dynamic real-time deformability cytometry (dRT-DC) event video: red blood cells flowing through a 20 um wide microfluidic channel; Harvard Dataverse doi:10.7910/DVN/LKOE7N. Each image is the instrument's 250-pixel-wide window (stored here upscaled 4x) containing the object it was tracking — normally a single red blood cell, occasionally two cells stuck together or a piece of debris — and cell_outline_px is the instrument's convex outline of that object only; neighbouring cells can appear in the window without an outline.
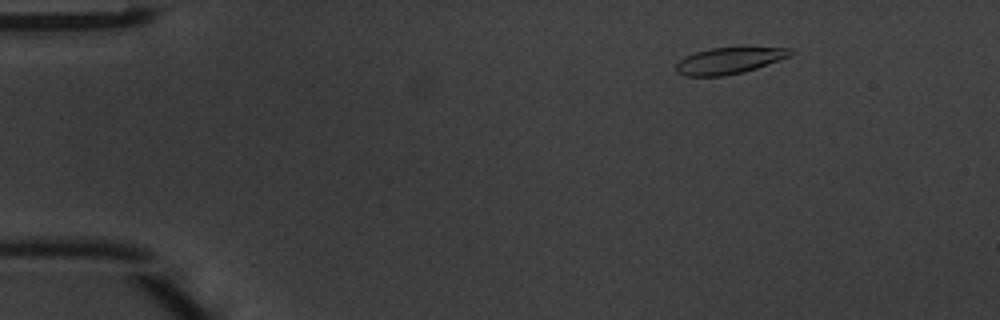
{"species": "common noctule bat (a hibernating species)", "species_latin": "Nyctalus noctula", "temperature_condition": "warm", "stored_images_in_passage": 43, "camera_frame_rate_fps": 3000, "um_per_image_px": 0.085, "animal": {"sex": "male", "body_mass_g": 20.1, "forearm_length_mm": 53.5}, "frame": {"image": 1, "passage_image": 1, "time_ms": 0.0, "image_size_px": [1000, 320], "cell_outline_px": [[792, 56], [744, 72], [724, 76], [684, 76], [676, 72], [676, 64], [684, 56], [696, 52], [712, 48], [792, 48]], "centroid_in_image_um": [61.95, 5.17], "position_along_channel_um": 23.0, "area_um2": 17.46}}
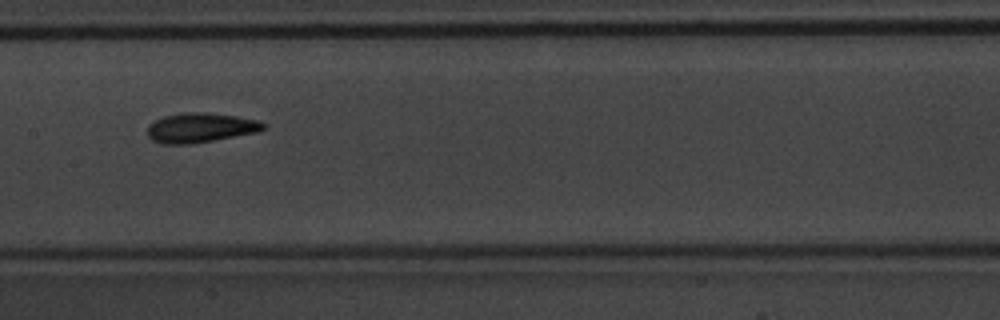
{"frame": {"image": 2, "passage_image": 19, "time_ms": 6.0, "image_size_px": [1000, 320], "cell_outline_px": [[268, 128], [256, 132], [212, 140], [188, 144], [160, 144], [152, 140], [148, 136], [148, 124], [164, 116], [188, 112], [204, 112], [236, 116], [256, 120], [268, 124]], "centroid_in_image_um": [17.03, 10.85], "position_along_channel_um": 190.4, "area_um2": 19.88}}
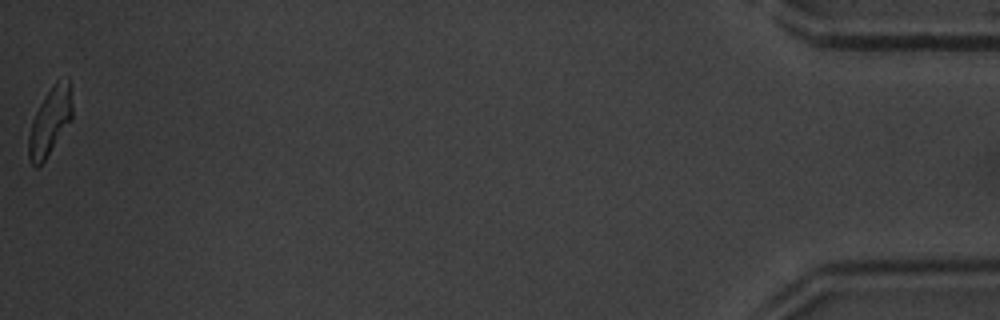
{"frame": {"image": 3, "passage_image": 43, "time_ms": 14.0, "image_size_px": [1000, 320], "cell_outline_px": [[72, 120], [44, 160], [36, 168], [28, 160], [28, 136], [32, 120], [44, 96], [52, 84], [56, 80], [68, 76], [72, 104]], "centroid_in_image_um": [4.25, 10.29], "position_along_channel_um": 431.0, "area_um2": 17.28}, "authors_computed_cell_mechanics": {"area_um2": 18.6694, "velocity_mm_per_s": 4.1685, "shape_relaxation_time_tau1_ms": 2.7261, "shape_relaxation_time_tau2_ms": 2.6323, "deformation_change_tau1": 0.1419, "deformation_change_tau2": 0.1091}}